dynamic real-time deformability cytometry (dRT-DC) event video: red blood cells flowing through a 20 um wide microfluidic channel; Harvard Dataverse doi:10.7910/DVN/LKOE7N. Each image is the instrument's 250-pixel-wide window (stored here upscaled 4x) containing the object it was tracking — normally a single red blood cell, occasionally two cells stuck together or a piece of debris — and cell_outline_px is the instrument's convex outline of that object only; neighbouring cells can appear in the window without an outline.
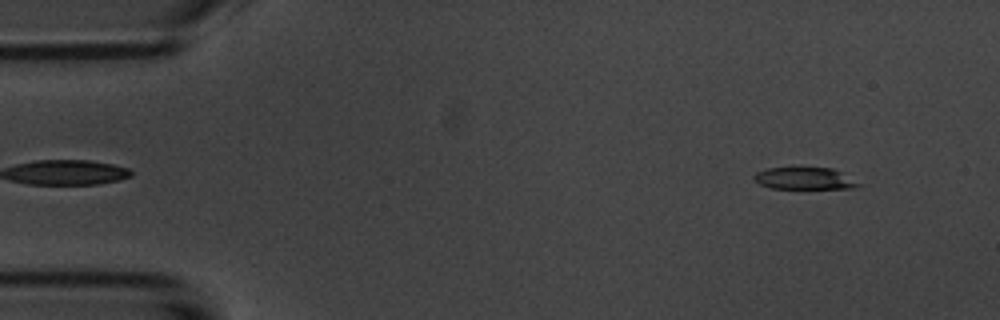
{"species": "common noctule bat (a hibernating species)", "species_latin": "Nyctalus noctula", "temperature_condition": "room temperature", "stored_images_in_passage": 52, "camera_frame_rate_fps": 3000, "um_per_image_px": 0.085, "animal": {"sex": "male", "body_mass_g": 20.1, "forearm_length_mm": 53.5}, "frame": {"image": 1, "passage_image": 3, "time_ms": 0.667, "image_size_px": [1000, 320], "cell_outline_px": [[860, 184], [856, 188], [772, 188], [760, 184], [752, 180], [752, 176], [756, 172], [768, 168], [792, 164], [800, 164], [832, 168], [840, 172]], "centroid_in_image_um": [68.28, 15.09], "position_along_channel_um": 16.7, "area_um2": 14.16}}
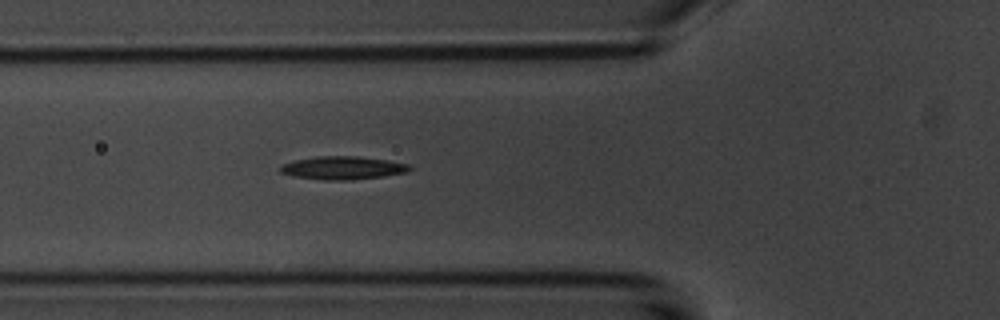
{"frame": {"image": 2, "passage_image": 17, "time_ms": 5.333, "image_size_px": [1000, 320], "cell_outline_px": [[412, 168], [408, 172], [384, 176], [352, 180], [324, 180], [292, 176], [280, 172], [280, 168], [284, 164], [296, 160], [316, 156], [356, 156], [388, 160], [408, 164]], "centroid_in_image_um": [29.16, 14.27], "position_along_channel_um": 96.6, "area_um2": 17.4}}
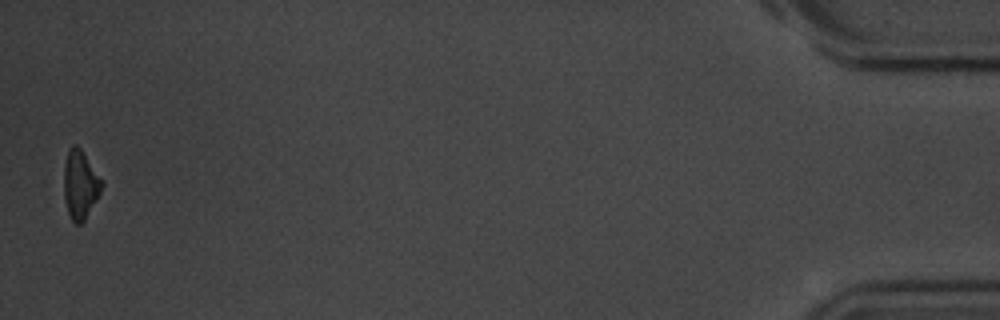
{"frame": {"image": 3, "passage_image": 51, "time_ms": 16.667, "image_size_px": [1000, 320], "cell_outline_px": [[104, 184], [96, 200], [84, 220], [80, 224], [76, 224], [72, 220], [68, 212], [64, 200], [64, 164], [68, 148], [72, 144], [76, 144], [80, 148], [104, 180]], "centroid_in_image_um": [6.82, 15.65], "position_along_channel_um": 428.4, "area_um2": 15.26}, "authors_computed_cell_mechanics": {"area_um2": 16.184, "velocity_mm_per_s": 3.7411, "shape_relaxation_time_tau1_ms": 2.3755, "shape_relaxation_time_tau2_ms": null, "deformation_change_tau1": 0.124, "deformation_change_tau2": null}}